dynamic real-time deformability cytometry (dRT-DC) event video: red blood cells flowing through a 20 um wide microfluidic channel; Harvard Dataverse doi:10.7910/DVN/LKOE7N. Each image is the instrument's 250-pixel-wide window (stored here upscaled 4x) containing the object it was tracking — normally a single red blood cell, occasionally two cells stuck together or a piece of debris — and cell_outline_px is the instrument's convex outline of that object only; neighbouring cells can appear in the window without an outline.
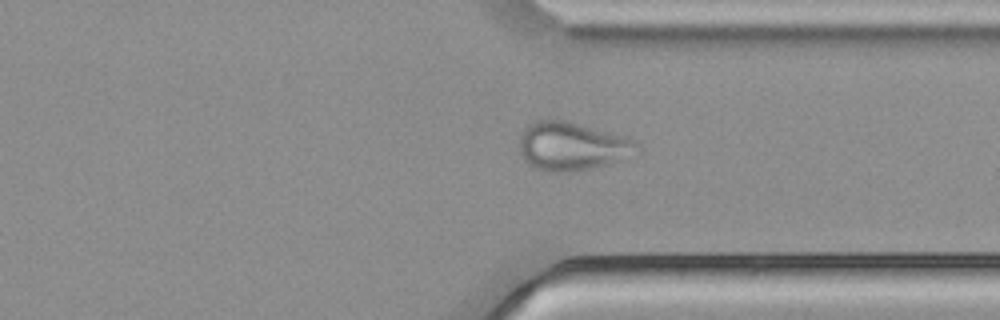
{"species": "common noctule bat (a hibernating species)", "species_latin": "Nyctalus noctula", "temperature_condition": "cold", "stored_images_in_passage": 47, "camera_frame_rate_fps": 3000, "um_per_image_px": 0.085, "animal": {"sex": "male", "body_mass_g": 21.5, "forearm_length_mm": 52.0}, "frame": {"image": 1, "passage_image": 34, "time_ms": 11.0, "image_size_px": [1000, 320], "cell_outline_px": [[640, 156], [608, 164], [572, 172], [552, 172], [532, 168], [524, 160], [520, 152], [520, 136], [528, 124], [536, 120], [564, 120], [628, 136], [636, 140], [640, 144]], "centroid_in_image_um": [48.72, 12.44], "position_along_channel_um": 362.7, "area_um2": 33.99}}